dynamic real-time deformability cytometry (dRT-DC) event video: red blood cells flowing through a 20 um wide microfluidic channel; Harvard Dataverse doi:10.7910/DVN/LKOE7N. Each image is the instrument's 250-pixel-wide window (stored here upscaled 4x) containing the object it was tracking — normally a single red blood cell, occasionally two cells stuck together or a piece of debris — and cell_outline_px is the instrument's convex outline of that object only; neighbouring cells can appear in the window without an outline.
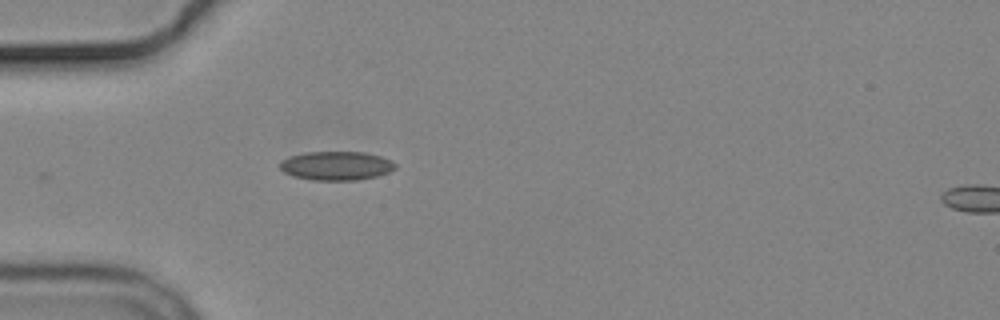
{"species": "common noctule bat (a hibernating species)", "species_latin": "Nyctalus noctula", "temperature_condition": "cold", "stored_images_in_passage": 3, "segment_of_instrument_passage": [1, 2], "camera_frame_rate_fps": 3000, "um_per_image_px": 0.085, "animal": {"sex": "male", "body_mass_g": 19.2, "forearm_length_mm": 51.8}, "frame": {"image": 1, "passage_image": 2, "time_ms": 1.333, "image_size_px": [1000, 320], "cell_outline_px": [[396, 168], [388, 172], [376, 176], [356, 180], [312, 180], [292, 176], [284, 172], [280, 168], [280, 160], [288, 156], [308, 152], [364, 152], [380, 156], [392, 160], [396, 164]], "centroid_in_image_um": [28.57, 14.08], "position_along_channel_um": 56.4, "area_um2": 19.48}}